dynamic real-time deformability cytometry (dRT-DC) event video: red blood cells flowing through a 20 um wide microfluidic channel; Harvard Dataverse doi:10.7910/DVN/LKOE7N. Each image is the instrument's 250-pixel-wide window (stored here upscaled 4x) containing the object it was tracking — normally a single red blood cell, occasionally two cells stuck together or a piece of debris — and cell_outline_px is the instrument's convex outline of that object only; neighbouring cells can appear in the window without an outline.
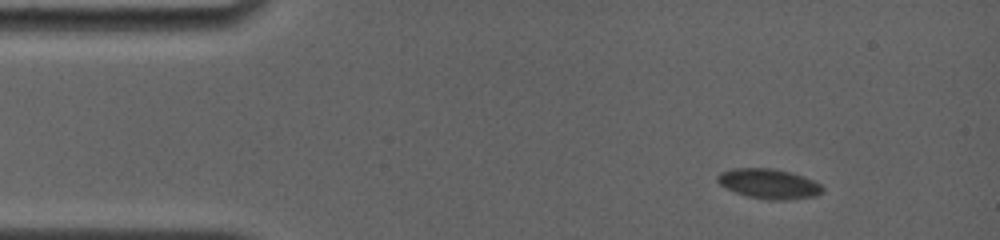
{"species": "common noctule bat (a hibernating species)", "species_latin": "Nyctalus noctula", "temperature_condition": "room temperature", "stored_images_in_passage": 7, "camera_frame_rate_fps": 4000, "um_per_image_px": 0.085, "animal": {"sex": "female", "body_mass_g": 19.0, "forearm_length_mm": 56.7}, "frame": {"image": 1, "passage_image": 1, "time_ms": 0.0, "image_size_px": [1000, 240], "cell_outline_px": [[824, 192], [816, 196], [784, 200], [768, 200], [748, 196], [736, 192], [720, 184], [716, 180], [716, 176], [720, 172], [732, 168], [772, 168], [792, 172], [804, 176], [820, 184], [824, 188]], "centroid_in_image_um": [65.37, 15.61], "position_along_channel_um": 19.6, "area_um2": 18.38}}
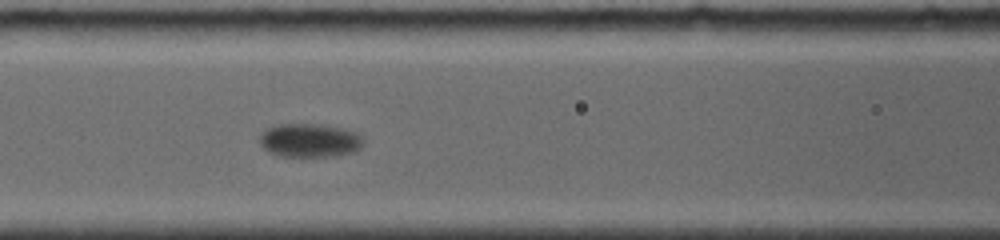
{"frame": {"image": 2, "passage_image": 6, "time_ms": 5.75, "image_size_px": [1000, 240], "cell_outline_px": [[364, 140], [360, 148], [352, 152], [332, 156], [280, 156], [264, 148], [260, 144], [260, 132], [264, 128], [272, 124], [316, 124], [340, 128], [356, 132]], "centroid_in_image_um": [26.27, 11.91], "position_along_channel_um": 140.3, "area_um2": 20.29}}
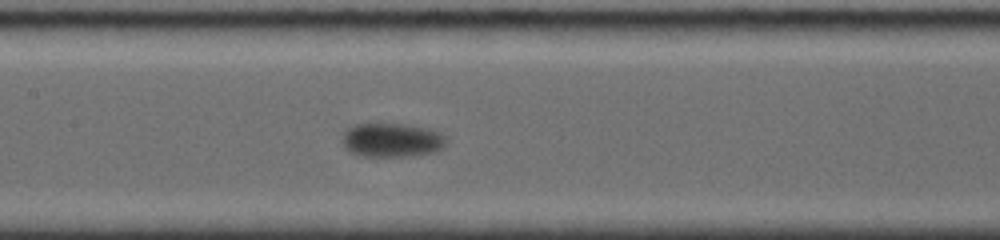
{"frame": {"image": 3, "passage_image": 7, "time_ms": 6.75, "image_size_px": [1000, 240], "cell_outline_px": [[444, 144], [440, 148], [432, 152], [404, 156], [364, 156], [352, 152], [344, 144], [344, 132], [348, 128], [356, 124], [404, 124], [428, 128], [440, 132], [444, 136]], "centroid_in_image_um": [33.31, 11.89], "position_along_channel_um": 174.1, "area_um2": 20.0}}